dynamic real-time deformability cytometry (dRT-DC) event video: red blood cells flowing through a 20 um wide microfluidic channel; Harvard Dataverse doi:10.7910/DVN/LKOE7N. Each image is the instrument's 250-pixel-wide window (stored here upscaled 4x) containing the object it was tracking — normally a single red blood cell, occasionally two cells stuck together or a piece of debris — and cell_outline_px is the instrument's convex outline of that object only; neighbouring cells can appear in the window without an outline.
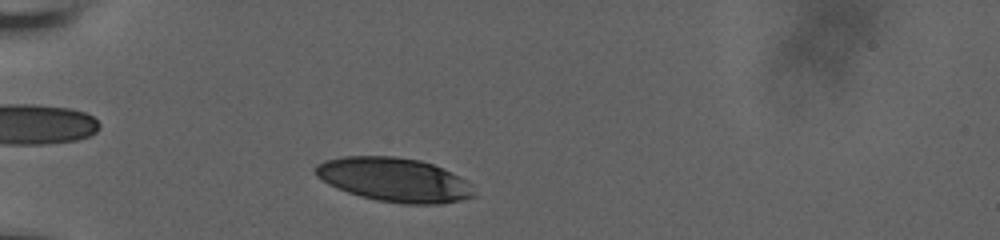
{"species": "human", "species_latin": "Homo sapiens", "temperature_condition": "room temperature", "stored_images_in_passage": 3, "camera_frame_rate_fps": 3000, "um_per_image_px": 0.085, "donor": {"sex": "male"}, "frame": {"image": 1, "passage_image": 1, "time_ms": 0.0, "image_size_px": [1000, 240], "cell_outline_px": [[476, 196], [460, 200], [440, 204], [404, 204], [376, 200], [360, 196], [336, 188], [328, 184], [316, 176], [316, 164], [324, 160], [344, 156], [396, 156], [420, 160], [432, 164], [468, 180], [472, 184]], "centroid_in_image_um": [33.53, 15.28], "position_along_channel_um": 51.5, "area_um2": 40.81}}
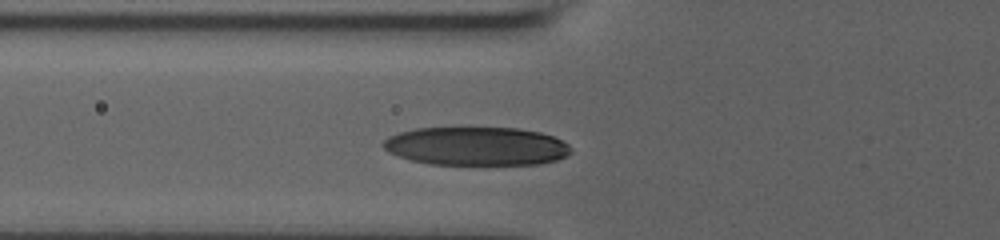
{"frame": {"image": 2, "passage_image": 3, "time_ms": 0.667, "image_size_px": [1000, 240], "cell_outline_px": [[572, 152], [568, 156], [556, 160], [540, 164], [428, 164], [412, 160], [388, 152], [380, 144], [388, 136], [400, 132], [416, 128], [520, 128], [540, 132], [552, 136], [568, 144], [572, 148]], "centroid_in_image_um": [40.5, 12.42], "position_along_channel_um": 85.3, "area_um2": 42.19}}